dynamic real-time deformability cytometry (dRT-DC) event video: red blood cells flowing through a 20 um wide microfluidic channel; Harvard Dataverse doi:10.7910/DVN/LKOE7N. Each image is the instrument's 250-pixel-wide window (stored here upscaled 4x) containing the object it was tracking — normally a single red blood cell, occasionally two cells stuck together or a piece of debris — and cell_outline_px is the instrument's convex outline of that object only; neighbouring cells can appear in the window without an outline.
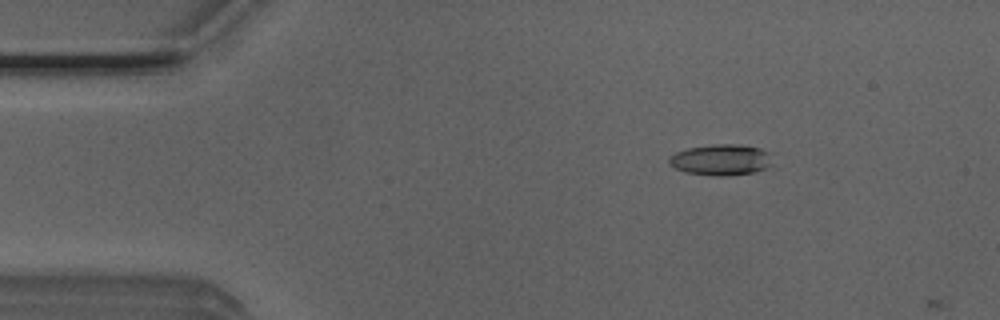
{"species": "Egyptian fruit bat (a non-hibernating species)", "species_latin": "Rousettus aegyptiacus", "temperature_condition": "room temperature", "stored_images_in_passage": 9, "camera_frame_rate_fps": 3000, "um_per_image_px": 0.085, "animal": {"sex": "male"}, "frame": {"image": 1, "passage_image": 8, "time_ms": 2.333, "image_size_px": [1000, 320], "cell_outline_px": [[772, 164], [768, 168], [756, 172], [720, 176], [716, 176], [684, 172], [668, 164], [668, 156], [676, 152], [688, 148], [712, 144], [736, 144], [760, 148], [772, 152]], "centroid_in_image_um": [61.31, 13.58], "position_along_channel_um": 23.7, "area_um2": 19.02}}